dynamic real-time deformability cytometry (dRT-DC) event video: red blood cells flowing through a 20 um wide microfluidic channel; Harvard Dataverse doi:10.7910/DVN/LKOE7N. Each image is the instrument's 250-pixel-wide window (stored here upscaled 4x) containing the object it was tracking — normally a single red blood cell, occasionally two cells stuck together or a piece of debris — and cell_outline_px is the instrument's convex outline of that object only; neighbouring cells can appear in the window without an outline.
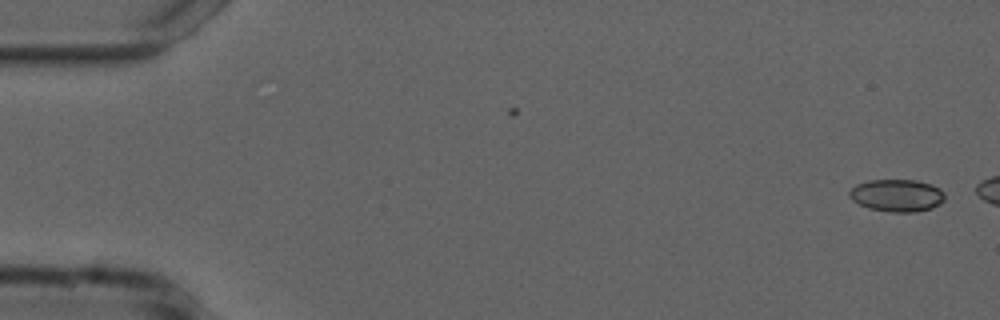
{"species": "common noctule bat (a hibernating species)", "species_latin": "Nyctalus noctula", "temperature_condition": "cold", "stored_images_in_passage": 7, "camera_frame_rate_fps": 3000, "um_per_image_px": 0.085, "animal": {"sex": "male", "forearm_length_mm": 52.5}, "frame": {"image": 1, "passage_image": 1, "time_ms": 0.0, "image_size_px": [1000, 320], "cell_outline_px": [[944, 200], [940, 204], [932, 208], [916, 212], [892, 212], [868, 208], [852, 200], [848, 196], [848, 192], [856, 184], [868, 180], [916, 180], [932, 184], [940, 188], [944, 192]], "centroid_in_image_um": [76.24, 16.61], "position_along_channel_um": 8.8, "area_um2": 18.15}}